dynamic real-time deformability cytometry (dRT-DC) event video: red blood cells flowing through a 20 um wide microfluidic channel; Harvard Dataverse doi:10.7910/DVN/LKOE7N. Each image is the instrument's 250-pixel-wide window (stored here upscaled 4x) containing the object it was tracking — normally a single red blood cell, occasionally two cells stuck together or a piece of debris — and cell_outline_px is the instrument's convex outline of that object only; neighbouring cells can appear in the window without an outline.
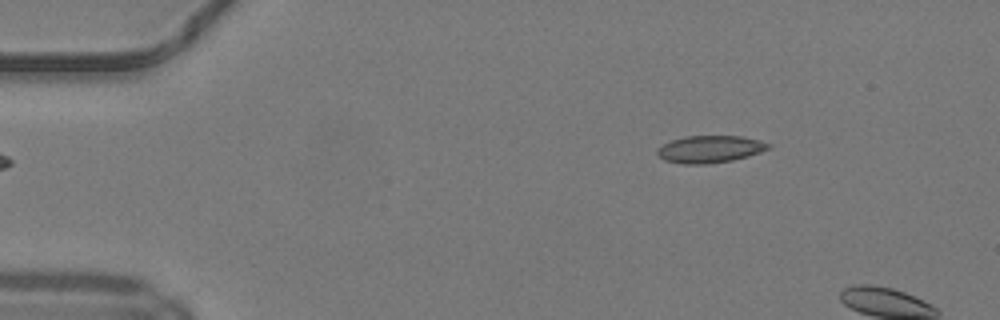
{"species": "common noctule bat (a hibernating species)", "species_latin": "Nyctalus noctula", "temperature_condition": "warm", "stored_images_in_passage": 4, "camera_frame_rate_fps": 3000, "um_per_image_px": 0.085, "animal": {"sex": "male", "body_mass_g": 19.2, "forearm_length_mm": 51.8}, "frame": {"image": 1, "passage_image": 1, "time_ms": 0.0, "image_size_px": [1000, 320], "cell_outline_px": [[772, 148], [748, 156], [732, 160], [708, 164], [684, 164], [664, 160], [656, 152], [656, 148], [672, 140], [684, 136], [744, 136], [760, 140], [772, 144]], "centroid_in_image_um": [60.38, 12.67], "position_along_channel_um": 24.6, "area_um2": 17.74}}